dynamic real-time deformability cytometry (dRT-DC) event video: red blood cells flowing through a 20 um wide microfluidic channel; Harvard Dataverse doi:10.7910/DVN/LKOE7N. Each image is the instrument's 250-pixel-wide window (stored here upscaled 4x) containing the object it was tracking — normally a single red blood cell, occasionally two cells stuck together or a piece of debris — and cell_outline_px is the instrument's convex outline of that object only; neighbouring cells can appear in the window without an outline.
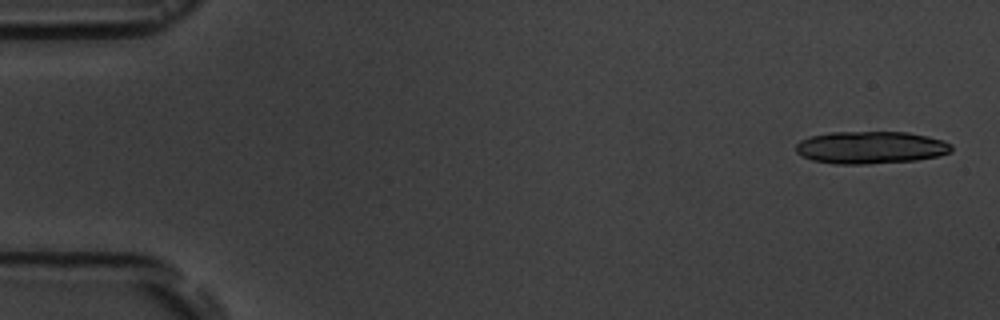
{"species": "common noctule bat (a hibernating species)", "species_latin": "Nyctalus noctula", "temperature_condition": "room temperature", "stored_images_in_passage": 5, "camera_frame_rate_fps": 3000, "um_per_image_px": 0.085, "animal": {"sex": "male", "body_mass_g": 19.5, "forearm_length_mm": 54.6}, "frame": {"image": 1, "passage_image": 1, "time_ms": 0.0, "image_size_px": [1000, 320], "cell_outline_px": [[952, 152], [940, 156], [916, 160], [868, 164], [832, 164], [812, 160], [800, 156], [796, 152], [796, 144], [800, 140], [808, 136], [832, 132], [908, 132], [928, 136], [944, 140], [952, 144]], "centroid_in_image_um": [74.01, 12.54], "position_along_channel_um": 11.0, "area_um2": 29.82}}